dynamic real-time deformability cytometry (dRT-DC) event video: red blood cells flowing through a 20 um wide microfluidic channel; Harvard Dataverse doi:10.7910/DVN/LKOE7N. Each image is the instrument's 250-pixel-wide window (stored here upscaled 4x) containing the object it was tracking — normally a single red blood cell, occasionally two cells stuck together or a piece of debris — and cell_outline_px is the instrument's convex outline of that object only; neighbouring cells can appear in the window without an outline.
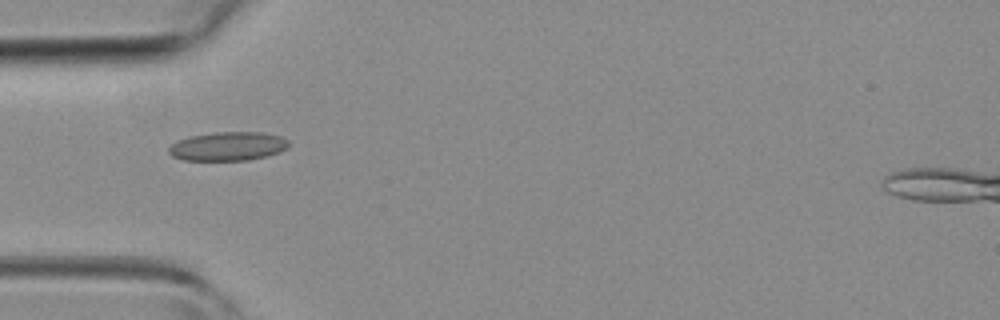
{"species": "common noctule bat (a hibernating species)", "species_latin": "Nyctalus noctula", "temperature_condition": "room temperature", "stored_images_in_passage": 3, "camera_frame_rate_fps": 3000, "um_per_image_px": 0.085, "animal": {"sex": "female", "body_mass_g": 19.3, "forearm_length_mm": 54.1}, "frame": {"image": 1, "passage_image": 2, "time_ms": 1.333, "image_size_px": [1000, 320], "cell_outline_px": [[288, 148], [280, 152], [268, 156], [248, 160], [184, 160], [172, 156], [168, 152], [168, 148], [176, 140], [188, 136], [216, 132], [260, 132], [280, 136], [288, 140]], "centroid_in_image_um": [19.36, 12.43], "position_along_channel_um": 65.6, "area_um2": 20.29}}
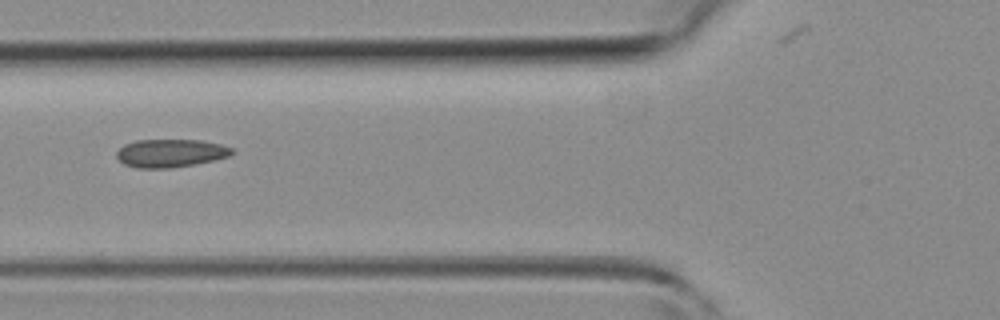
{"frame": {"image": 2, "passage_image": 3, "time_ms": 2.333, "image_size_px": [1000, 320], "cell_outline_px": [[236, 152], [228, 156], [216, 160], [196, 164], [172, 168], [136, 168], [124, 164], [116, 156], [116, 152], [124, 144], [136, 140], [204, 140], [220, 144], [232, 148]], "centroid_in_image_um": [14.51, 13.02], "position_along_channel_um": 111.3, "area_um2": 19.07}}